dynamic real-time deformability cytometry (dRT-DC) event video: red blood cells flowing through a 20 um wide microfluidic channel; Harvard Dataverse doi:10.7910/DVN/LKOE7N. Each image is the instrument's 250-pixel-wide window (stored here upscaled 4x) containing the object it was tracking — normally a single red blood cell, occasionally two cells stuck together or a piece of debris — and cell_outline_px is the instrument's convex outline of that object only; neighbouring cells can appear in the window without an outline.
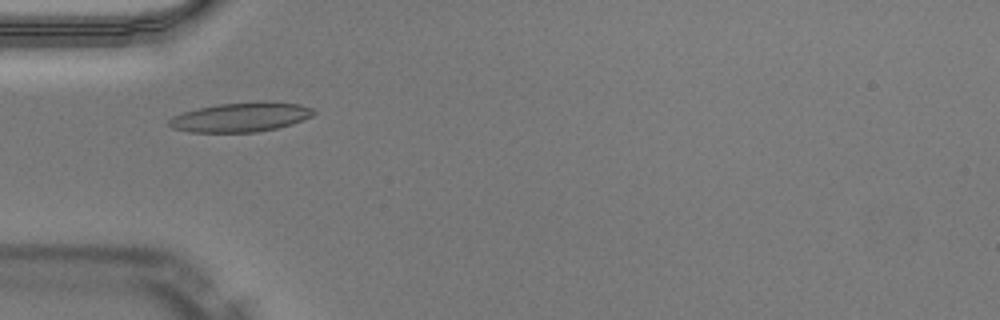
{"species": "Egyptian fruit bat (a non-hibernating species)", "species_latin": "Rousettus aegyptiacus", "temperature_condition": "warm", "stored_images_in_passage": 48, "camera_frame_rate_fps": 3000, "um_per_image_px": 0.085, "animal": {"sex": "male"}, "frame": {"image": 1, "passage_image": 14, "time_ms": 4.333, "image_size_px": [1000, 320], "cell_outline_px": [[316, 112], [312, 116], [292, 124], [276, 128], [256, 132], [188, 132], [172, 128], [168, 124], [168, 120], [172, 116], [184, 112], [200, 108], [220, 104], [264, 100], [272, 100], [300, 104], [312, 108]], "centroid_in_image_um": [20.5, 9.94], "position_along_channel_um": 64.5, "area_um2": 24.97}, "authors_computed_cell_mechanics": {"area_um2": 23.0333, "velocity_mm_per_s": 4.0189, "shape_relaxation_time_tau1_ms": 4.4855, "shape_relaxation_time_tau2_ms": 8.5407, "deformation_change_tau1": 0.1338, "deformation_change_tau2": 0.1491}}